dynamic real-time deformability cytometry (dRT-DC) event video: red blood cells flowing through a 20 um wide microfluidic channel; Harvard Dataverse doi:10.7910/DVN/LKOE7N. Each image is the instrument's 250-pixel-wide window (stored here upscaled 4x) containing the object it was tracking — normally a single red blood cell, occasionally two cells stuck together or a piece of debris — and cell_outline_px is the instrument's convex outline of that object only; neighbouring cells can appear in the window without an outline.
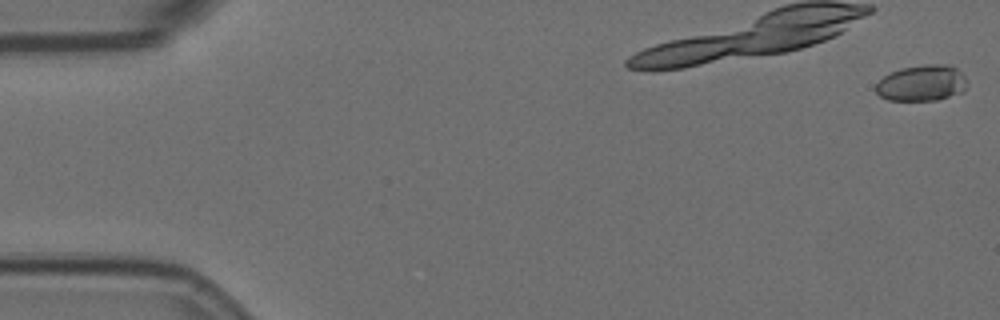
{"species": "Egyptian fruit bat (a non-hibernating species)", "species_latin": "Rousettus aegyptiacus", "temperature_condition": "room temperature", "stored_images_in_passage": 4, "camera_frame_rate_fps": 3000, "um_per_image_px": 0.085, "animal": {"sex": "female"}, "frame": {"image": 1, "passage_image": 1, "time_ms": 0.0, "image_size_px": [1000, 320], "cell_outline_px": [[968, 84], [964, 92], [936, 100], [888, 100], [880, 96], [876, 92], [876, 84], [884, 76], [900, 68], [924, 64], [948, 64], [956, 68], [968, 80]], "centroid_in_image_um": [78.39, 7.05], "position_along_channel_um": 6.6, "area_um2": 19.31}}